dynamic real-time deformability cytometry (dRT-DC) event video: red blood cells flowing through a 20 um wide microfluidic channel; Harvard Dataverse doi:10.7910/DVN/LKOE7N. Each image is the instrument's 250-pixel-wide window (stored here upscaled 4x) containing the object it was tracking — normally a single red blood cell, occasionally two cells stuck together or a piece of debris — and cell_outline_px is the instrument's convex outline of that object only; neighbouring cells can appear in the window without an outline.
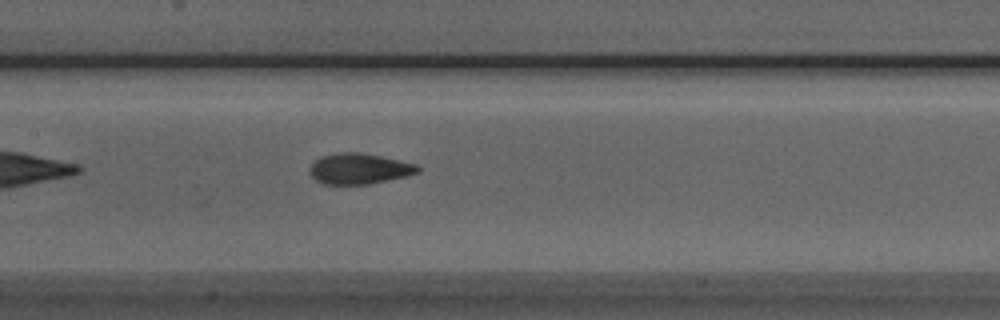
{"species": "Egyptian fruit bat (a non-hibernating species)", "species_latin": "Rousettus aegyptiacus", "temperature_condition": "room temperature", "stored_images_in_passage": 37, "camera_frame_rate_fps": 3000, "um_per_image_px": 0.085, "animal": {"sex": "male"}, "frame": {"image": 1, "passage_image": 9, "time_ms": 2.667, "image_size_px": [1000, 320], "cell_outline_px": [[420, 172], [404, 176], [368, 184], [324, 184], [316, 180], [308, 172], [308, 168], [320, 156], [340, 152], [360, 152], [380, 156], [416, 164], [420, 168]], "centroid_in_image_um": [30.49, 14.33], "position_along_channel_um": 176.9, "area_um2": 19.19}}
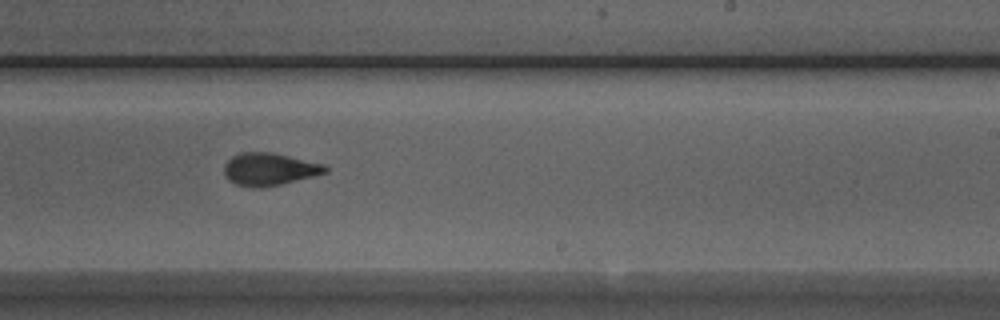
{"frame": {"image": 2, "passage_image": 16, "time_ms": 5.0, "image_size_px": [1000, 320], "cell_outline_px": [[328, 172], [280, 184], [260, 188], [252, 188], [236, 184], [228, 180], [224, 176], [224, 164], [232, 156], [240, 152], [272, 152], [324, 164], [328, 168]], "centroid_in_image_um": [22.85, 14.38], "position_along_channel_um": 266.1, "area_um2": 19.19}}
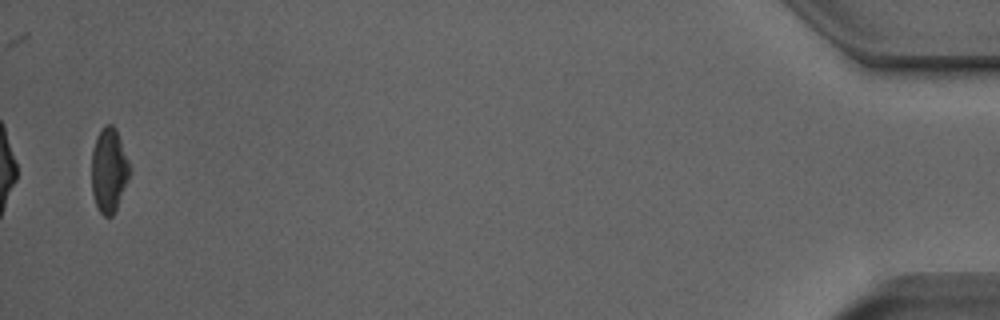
{"frame": {"image": 3, "passage_image": 36, "time_ms": 11.667, "image_size_px": [1000, 320], "cell_outline_px": [[132, 168], [116, 208], [112, 216], [104, 216], [100, 212], [96, 204], [92, 192], [92, 152], [96, 136], [104, 124], [112, 124], [116, 128]], "centroid_in_image_um": [9.26, 14.41], "position_along_channel_um": 425.9, "area_um2": 18.67}}